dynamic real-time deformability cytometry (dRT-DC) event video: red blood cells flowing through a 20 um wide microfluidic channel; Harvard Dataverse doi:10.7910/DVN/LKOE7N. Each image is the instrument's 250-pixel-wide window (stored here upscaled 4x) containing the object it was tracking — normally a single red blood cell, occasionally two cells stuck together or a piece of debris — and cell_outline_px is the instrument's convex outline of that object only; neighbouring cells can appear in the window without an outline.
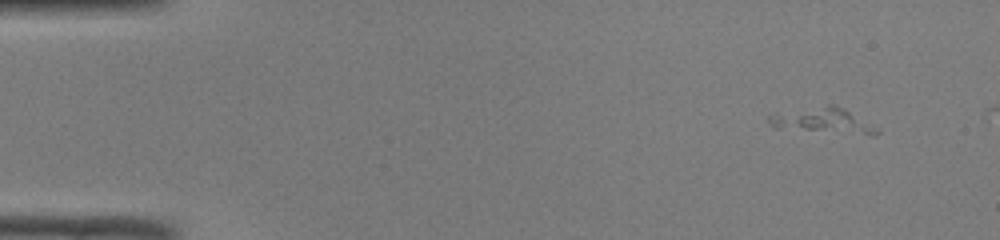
{"species": "common noctule bat (a hibernating species)", "species_latin": "Nyctalus noctula", "temperature_condition": "room temperature", "stored_images_in_passage": 3, "camera_frame_rate_fps": 3000, "um_per_image_px": 0.085, "animal": {"sex": "male", "body_mass_g": 19.0, "forearm_length_mm": 50.8}, "frame": {"image": 1, "passage_image": 1, "time_ms": 0.0, "image_size_px": [1000, 240], "cell_outline_px": [[880, 132], [872, 136], [772, 128], [768, 120], [768, 116], [828, 104], [832, 104], [880, 128]], "centroid_in_image_um": [70.01, 10.31], "position_along_channel_um": 15.0, "area_um2": 15.78}}